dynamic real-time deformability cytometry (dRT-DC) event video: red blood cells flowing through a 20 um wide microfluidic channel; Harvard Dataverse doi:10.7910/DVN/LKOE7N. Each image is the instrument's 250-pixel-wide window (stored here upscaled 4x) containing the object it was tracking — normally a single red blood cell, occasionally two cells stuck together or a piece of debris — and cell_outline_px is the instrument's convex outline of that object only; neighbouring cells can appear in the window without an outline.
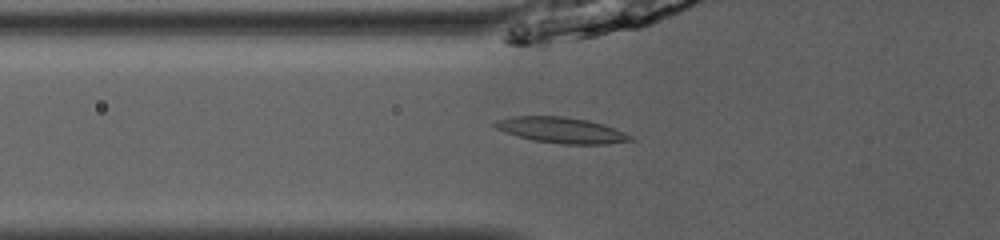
{"species": "common noctule bat (a hibernating species)", "species_latin": "Nyctalus noctula", "temperature_condition": "room temperature", "stored_images_in_passage": 51, "camera_frame_rate_fps": 3000, "um_per_image_px": 0.085, "animal": {"sex": "male", "body_mass_g": 13.0, "forearm_length_mm": 53.1}, "frame": {"image": 1, "passage_image": 20, "time_ms": 6.333, "image_size_px": [1000, 240], "cell_outline_px": [[636, 140], [604, 144], [564, 144], [532, 140], [496, 128], [492, 124], [496, 120], [516, 116], [560, 116], [588, 120], [604, 124], [624, 132], [632, 136]], "centroid_in_image_um": [47.77, 11.06], "position_along_channel_um": 78.0, "area_um2": 20.11}}
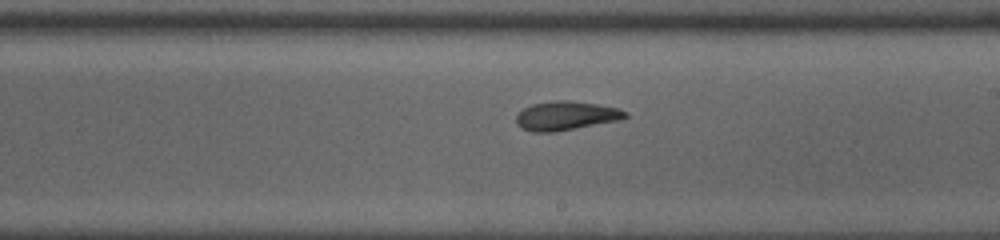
{"frame": {"image": 2, "passage_image": 32, "time_ms": 10.333, "image_size_px": [1000, 240], "cell_outline_px": [[628, 116], [620, 120], [552, 132], [532, 132], [516, 124], [516, 116], [524, 108], [532, 104], [560, 100], [568, 100], [596, 104], [616, 108], [628, 112]], "centroid_in_image_um": [48.11, 9.84], "position_along_channel_um": 240.9, "area_um2": 18.09}}
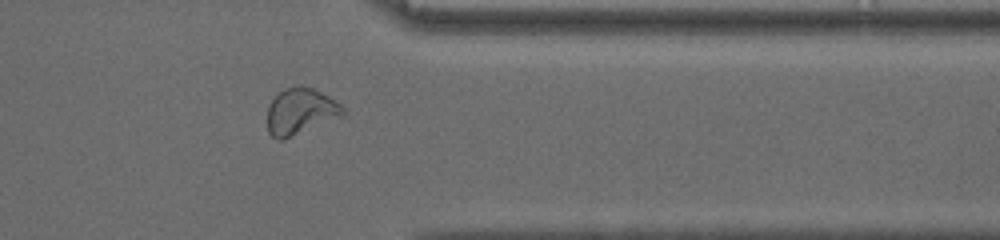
{"frame": {"image": 3, "passage_image": 43, "time_ms": 14.0, "image_size_px": [1000, 240], "cell_outline_px": [[344, 116], [284, 140], [280, 140], [272, 136], [268, 132], [268, 104], [284, 88], [300, 84], [312, 88], [328, 96], [340, 104], [344, 108]], "centroid_in_image_um": [25.54, 9.47], "position_along_channel_um": 385.9, "area_um2": 20.52}, "authors_computed_cell_mechanics": {"area_um2": 18.9006, "velocity_mm_per_s": 4.044, "shape_relaxation_time_tau1_ms": 5.1111, "shape_relaxation_time_tau2_ms": 4.6059, "deformation_change_tau1": 0.1829, "deformation_change_tau2": 0.0738}}